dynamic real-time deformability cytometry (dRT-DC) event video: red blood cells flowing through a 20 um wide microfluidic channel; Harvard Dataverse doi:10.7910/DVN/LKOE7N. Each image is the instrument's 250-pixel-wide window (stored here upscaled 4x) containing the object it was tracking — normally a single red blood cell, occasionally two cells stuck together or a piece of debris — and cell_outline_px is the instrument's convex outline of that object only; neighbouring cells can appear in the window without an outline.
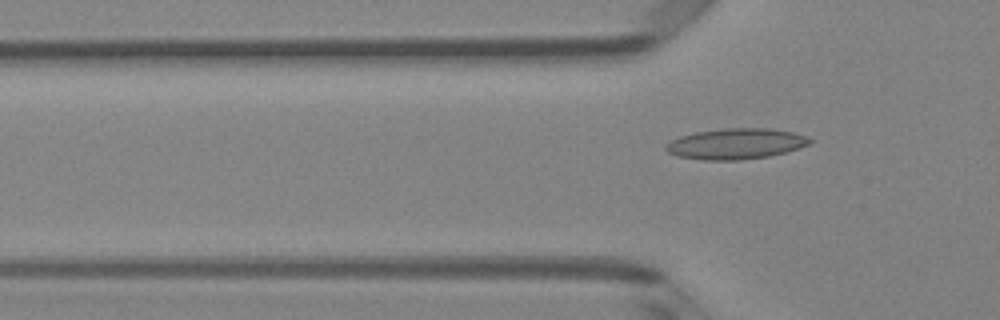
{"species": "Egyptian fruit bat (a non-hibernating species)", "species_latin": "Rousettus aegyptiacus", "temperature_condition": "room temperature", "stored_images_in_passage": 5, "camera_frame_rate_fps": 3000, "um_per_image_px": 0.085, "animal": {"sex": "female"}, "frame": {"image": 1, "passage_image": 5, "time_ms": 1.333, "image_size_px": [1000, 320], "cell_outline_px": [[812, 140], [808, 144], [784, 152], [768, 156], [740, 160], [704, 160], [676, 156], [668, 152], [664, 148], [664, 144], [680, 136], [696, 132], [724, 128], [772, 128], [792, 132], [804, 136]], "centroid_in_image_um": [62.48, 12.22], "position_along_channel_um": 63.3, "area_um2": 25.61}}